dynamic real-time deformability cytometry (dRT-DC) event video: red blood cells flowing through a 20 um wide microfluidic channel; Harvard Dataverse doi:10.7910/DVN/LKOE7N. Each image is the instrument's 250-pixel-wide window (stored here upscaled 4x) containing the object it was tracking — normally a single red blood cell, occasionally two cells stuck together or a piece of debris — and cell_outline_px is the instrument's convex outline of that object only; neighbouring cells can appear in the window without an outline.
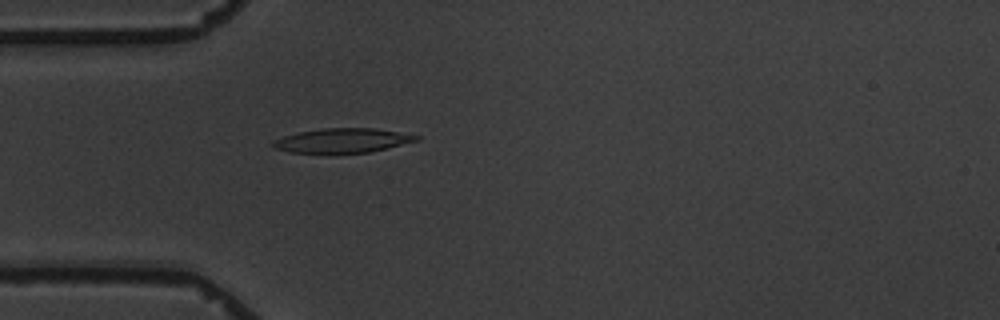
{"species": "common noctule bat (a hibernating species)", "species_latin": "Nyctalus noctula", "temperature_condition": "warm", "stored_images_in_passage": 5, "camera_frame_rate_fps": 3000, "um_per_image_px": 0.085, "animal": {"sex": "male", "body_mass_g": 19.5, "forearm_length_mm": 54.6}, "frame": {"image": 1, "passage_image": 5, "time_ms": 4.333, "image_size_px": [1000, 320], "cell_outline_px": [[420, 140], [368, 152], [336, 156], [288, 152], [276, 148], [268, 144], [272, 140], [284, 136], [300, 132], [324, 128], [376, 128], [420, 136]], "centroid_in_image_um": [29.03, 11.99], "position_along_channel_um": 56.0, "area_um2": 21.15}}